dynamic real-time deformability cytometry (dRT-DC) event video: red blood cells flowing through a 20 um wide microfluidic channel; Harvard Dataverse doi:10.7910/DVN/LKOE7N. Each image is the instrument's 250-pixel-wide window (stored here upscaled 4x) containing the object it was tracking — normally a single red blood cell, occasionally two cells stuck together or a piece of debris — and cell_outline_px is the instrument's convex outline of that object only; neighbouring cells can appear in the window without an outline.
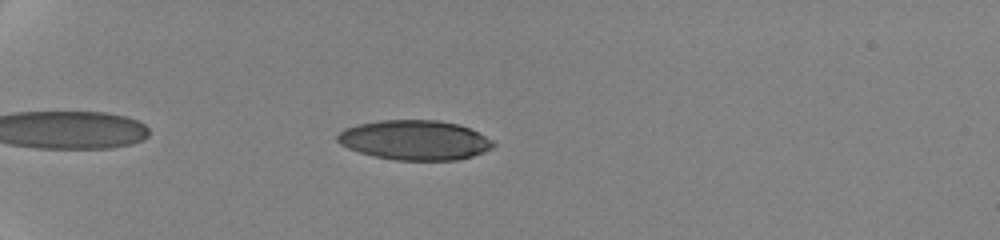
{"species": "human", "species_latin": "Homo sapiens", "temperature_condition": "cold", "stored_images_in_passage": 49, "camera_frame_rate_fps": 3000, "um_per_image_px": 0.085, "donor": {"sex": "female"}, "frame": {"image": 1, "passage_image": 3, "time_ms": 0.667, "image_size_px": [1000, 240], "cell_outline_px": [[496, 144], [492, 148], [484, 152], [472, 156], [456, 160], [396, 160], [372, 156], [348, 148], [340, 144], [336, 140], [336, 136], [344, 128], [356, 124], [380, 120], [436, 120], [460, 124], [492, 140]], "centroid_in_image_um": [35.22, 11.9], "position_along_channel_um": 49.8, "area_um2": 36.13}}
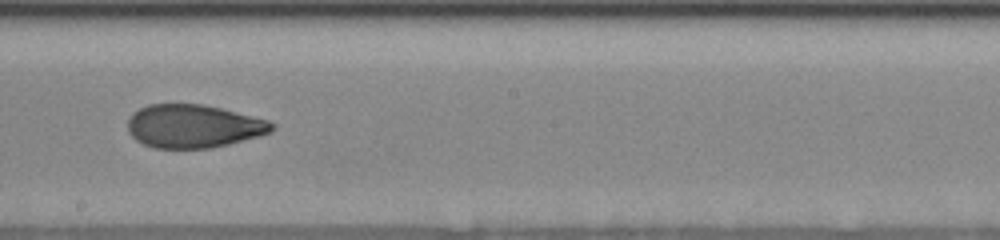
{"frame": {"image": 2, "passage_image": 23, "time_ms": 7.0, "image_size_px": [1000, 240], "cell_outline_px": [[276, 128], [272, 132], [260, 136], [212, 148], [152, 148], [136, 140], [128, 132], [128, 120], [132, 112], [148, 104], [200, 104], [220, 108], [268, 120], [276, 124]], "centroid_in_image_um": [16.45, 10.73], "position_along_channel_um": 231.8, "area_um2": 36.47}}
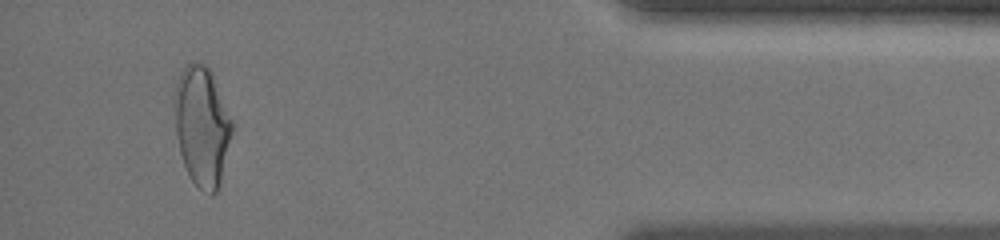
{"frame": {"image": 3, "passage_image": 45, "time_ms": 13.333, "image_size_px": [1000, 240], "cell_outline_px": [[236, 124], [220, 184], [216, 192], [212, 196], [200, 188], [188, 176], [180, 152], [176, 136], [176, 84], [180, 72], [188, 64], [196, 60], [200, 60], [208, 64], [212, 72]], "centroid_in_image_um": [17.24, 10.69], "position_along_channel_um": 418.0, "area_um2": 40.86}, "authors_computed_cell_mechanics": {"area_um2": 37.6856, "velocity_mm_per_s": 3.5325, "shape_relaxation_time_tau1_ms": 8.2843, "shape_relaxation_time_tau2_ms": 1.8691, "deformation_change_tau1": 0.2031, "deformation_change_tau2": 0.0767}}